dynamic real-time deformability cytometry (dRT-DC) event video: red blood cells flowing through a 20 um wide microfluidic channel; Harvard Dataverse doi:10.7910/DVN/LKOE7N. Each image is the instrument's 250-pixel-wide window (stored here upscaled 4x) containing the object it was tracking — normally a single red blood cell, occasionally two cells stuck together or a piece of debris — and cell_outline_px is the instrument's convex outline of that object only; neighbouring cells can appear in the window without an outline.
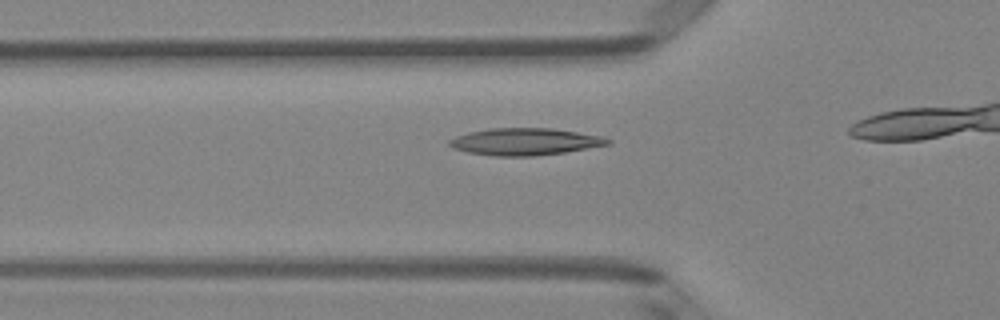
{"species": "Egyptian fruit bat (a non-hibernating species)", "species_latin": "Rousettus aegyptiacus", "temperature_condition": "room temperature", "stored_images_in_passage": 9, "camera_frame_rate_fps": 3000, "um_per_image_px": 0.085, "animal": {"sex": "female"}, "frame": {"image": 1, "passage_image": 4, "time_ms": 1.0, "image_size_px": [1000, 320], "cell_outline_px": [[612, 144], [564, 152], [532, 156], [492, 156], [468, 152], [452, 148], [448, 144], [448, 140], [456, 136], [468, 132], [492, 128], [552, 128], [600, 136], [612, 140]], "centroid_in_image_um": [44.6, 12.04], "position_along_channel_um": 81.2, "area_um2": 24.91}}
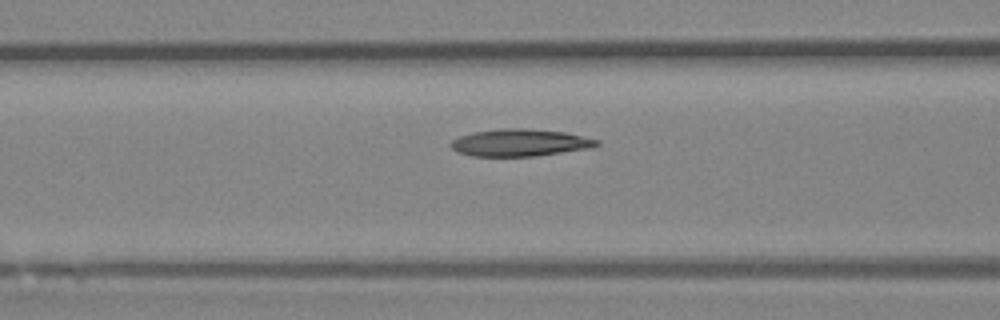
{"frame": {"image": 2, "passage_image": 7, "time_ms": 2.0, "image_size_px": [1000, 320], "cell_outline_px": [[600, 144], [592, 148], [536, 156], [472, 156], [460, 152], [452, 148], [448, 144], [452, 140], [460, 136], [472, 132], [500, 128], [524, 128], [564, 132], [600, 140]], "centroid_in_image_um": [44.21, 12.12], "position_along_channel_um": 122.4, "area_um2": 23.18}}